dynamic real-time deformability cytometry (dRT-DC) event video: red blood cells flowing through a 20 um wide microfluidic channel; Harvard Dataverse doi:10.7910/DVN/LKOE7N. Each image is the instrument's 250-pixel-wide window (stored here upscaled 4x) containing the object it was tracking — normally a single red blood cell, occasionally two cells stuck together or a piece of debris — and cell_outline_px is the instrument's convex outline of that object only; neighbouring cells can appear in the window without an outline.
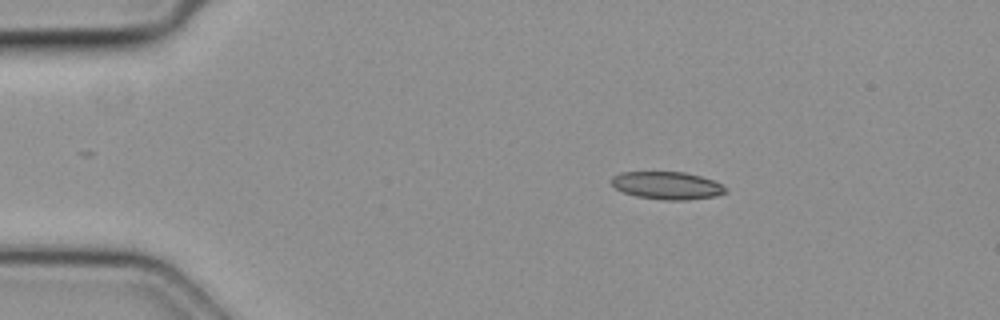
{"species": "common noctule bat (a hibernating species)", "species_latin": "Nyctalus noctula", "temperature_condition": "cold", "stored_images_in_passage": 46, "camera_frame_rate_fps": 3000, "um_per_image_px": 0.085, "animal": {"sex": "female", "body_mass_g": 19.3, "forearm_length_mm": 54.1}, "frame": {"image": 1, "passage_image": 5, "time_ms": 1.333, "image_size_px": [1000, 320], "cell_outline_px": [[728, 192], [716, 196], [688, 200], [664, 200], [636, 196], [624, 192], [616, 188], [612, 184], [612, 176], [620, 172], [684, 172], [700, 176], [712, 180], [720, 184]], "centroid_in_image_um": [56.7, 15.77], "position_along_channel_um": 28.3, "area_um2": 18.26}}
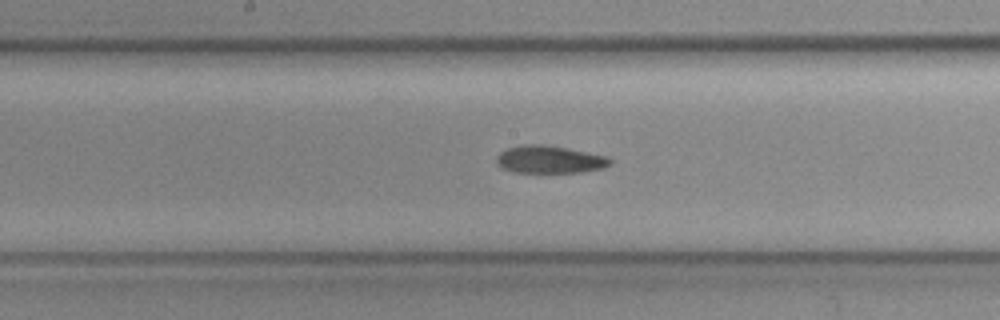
{"frame": {"image": 2, "passage_image": 22, "time_ms": 7.0, "image_size_px": [1000, 320], "cell_outline_px": [[612, 164], [604, 168], [580, 172], [512, 172], [504, 168], [496, 160], [496, 156], [500, 152], [508, 148], [524, 144], [540, 144], [564, 148], [608, 156], [612, 160]], "centroid_in_image_um": [46.74, 13.56], "position_along_channel_um": 201.5, "area_um2": 18.03}}
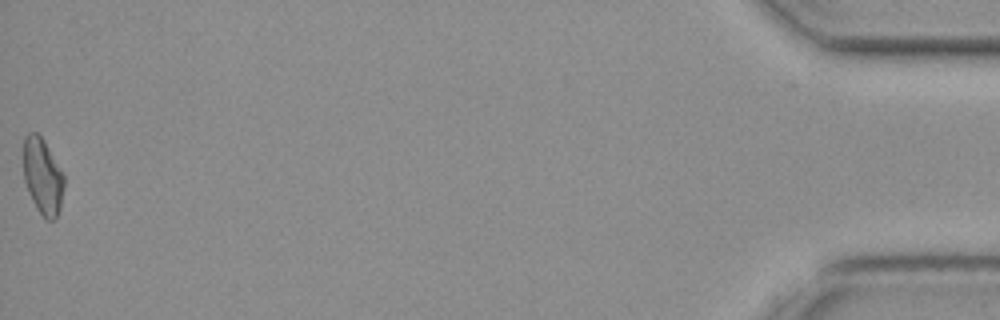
{"frame": {"image": 3, "passage_image": 46, "time_ms": 15.0, "image_size_px": [1000, 320], "cell_outline_px": [[64, 184], [60, 208], [56, 216], [52, 220], [44, 220], [36, 208], [28, 192], [24, 180], [24, 136], [28, 132], [36, 132], [44, 140], [64, 176]], "centroid_in_image_um": [3.61, 15.0], "position_along_channel_um": 431.6, "area_um2": 17.92}}